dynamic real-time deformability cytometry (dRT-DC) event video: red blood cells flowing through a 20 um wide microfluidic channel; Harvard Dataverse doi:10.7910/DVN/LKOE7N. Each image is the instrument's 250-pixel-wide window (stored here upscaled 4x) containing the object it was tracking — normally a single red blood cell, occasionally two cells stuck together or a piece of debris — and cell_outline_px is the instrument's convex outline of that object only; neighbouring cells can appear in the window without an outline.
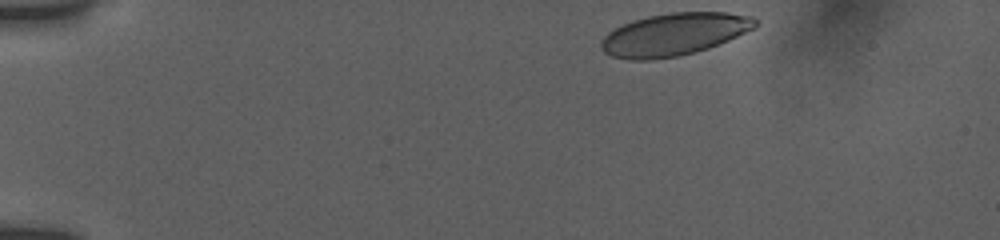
{"species": "human", "species_latin": "Homo sapiens", "temperature_condition": "room temperature", "stored_images_in_passage": 39, "camera_frame_rate_fps": 3000, "um_per_image_px": 0.085, "donor": {"sex": "female"}, "frame": {"image": 1, "passage_image": 1, "time_ms": 0.0, "image_size_px": [1000, 240], "cell_outline_px": [[756, 28], [728, 40], [708, 48], [676, 56], [652, 60], [628, 60], [612, 56], [604, 52], [600, 48], [600, 40], [608, 32], [632, 20], [648, 16], [672, 12], [728, 12], [752, 16], [756, 20]], "centroid_in_image_um": [57.28, 2.92], "position_along_channel_um": 27.7, "area_um2": 38.09}}
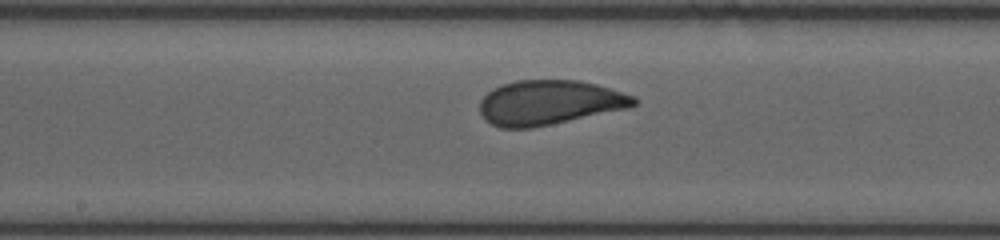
{"frame": {"image": 2, "passage_image": 22, "time_ms": 7.0, "image_size_px": [1000, 240], "cell_outline_px": [[640, 100], [632, 108], [532, 128], [500, 128], [484, 120], [480, 112], [480, 100], [492, 88], [500, 84], [516, 80], [580, 80], [596, 84], [636, 96]], "centroid_in_image_um": [46.72, 8.72], "position_along_channel_um": 201.5, "area_um2": 40.63}}
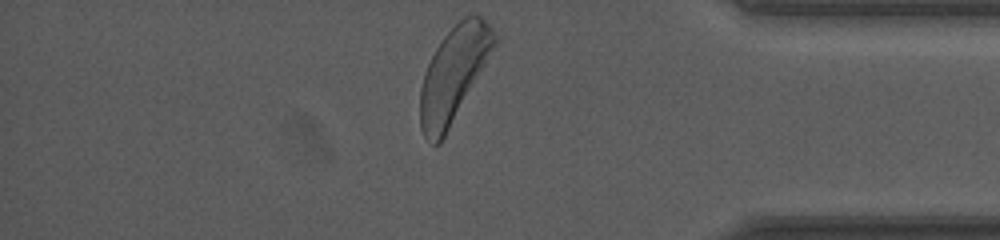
{"frame": {"image": 3, "passage_image": 39, "time_ms": 12.667, "image_size_px": [1000, 240], "cell_outline_px": [[500, 40], [440, 144], [432, 144], [424, 136], [420, 128], [420, 88], [424, 72], [436, 48], [444, 36], [464, 16], [480, 16], [496, 32]], "centroid_in_image_um": [38.58, 6.31], "position_along_channel_um": 396.6, "area_um2": 40.75}, "authors_computed_cell_mechanics": {"area_um2": 39.7664, "velocity_mm_per_s": 3.802, "shape_relaxation_time_tau1_ms": 4.7169, "shape_relaxation_time_tau2_ms": null, "deformation_change_tau1": 0.1689, "deformation_change_tau2": null}}